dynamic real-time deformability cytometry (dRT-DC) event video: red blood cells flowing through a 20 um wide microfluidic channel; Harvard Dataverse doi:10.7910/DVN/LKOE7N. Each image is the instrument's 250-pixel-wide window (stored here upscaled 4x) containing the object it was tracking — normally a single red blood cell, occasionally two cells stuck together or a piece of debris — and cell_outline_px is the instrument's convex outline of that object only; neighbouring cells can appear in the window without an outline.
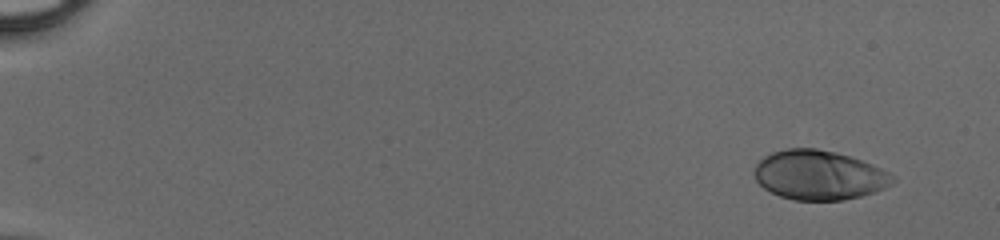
{"species": "human", "species_latin": "Homo sapiens", "temperature_condition": "cold", "stored_images_in_passage": 47, "camera_frame_rate_fps": 3000, "um_per_image_px": 0.085, "donor": {"sex": "male"}, "frame": {"image": 1, "passage_image": 1, "time_ms": 0.0, "image_size_px": [1000, 240], "cell_outline_px": [[896, 180], [892, 184], [876, 192], [844, 200], [792, 200], [780, 196], [764, 188], [756, 180], [756, 164], [764, 156], [772, 152], [788, 148], [816, 148], [836, 152], [872, 164], [892, 172], [896, 176]], "centroid_in_image_um": [69.67, 14.88], "position_along_channel_um": 15.3, "area_um2": 39.94}}
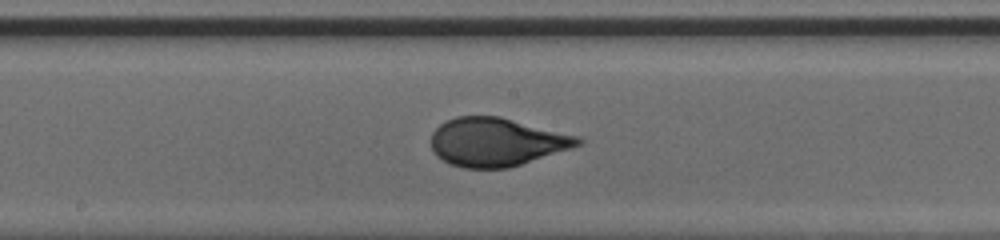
{"frame": {"image": 2, "passage_image": 26, "time_ms": 8.333, "image_size_px": [1000, 240], "cell_outline_px": [[584, 144], [572, 148], [508, 168], [464, 168], [448, 164], [436, 156], [432, 152], [432, 132], [440, 124], [456, 116], [500, 116], [580, 136], [584, 140]], "centroid_in_image_um": [42.22, 12.07], "position_along_channel_um": 206.0, "area_um2": 41.67}}
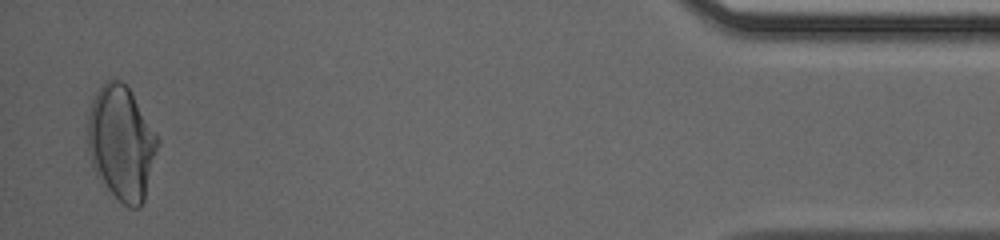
{"frame": {"image": 3, "passage_image": 46, "time_ms": 15.0, "image_size_px": [1000, 240], "cell_outline_px": [[160, 144], [144, 200], [140, 208], [128, 208], [96, 176], [92, 168], [88, 148], [88, 116], [92, 100], [96, 92], [112, 76], [120, 80], [128, 88], [160, 140]], "centroid_in_image_um": [10.32, 12.17], "position_along_channel_um": 424.9, "area_um2": 46.41}}